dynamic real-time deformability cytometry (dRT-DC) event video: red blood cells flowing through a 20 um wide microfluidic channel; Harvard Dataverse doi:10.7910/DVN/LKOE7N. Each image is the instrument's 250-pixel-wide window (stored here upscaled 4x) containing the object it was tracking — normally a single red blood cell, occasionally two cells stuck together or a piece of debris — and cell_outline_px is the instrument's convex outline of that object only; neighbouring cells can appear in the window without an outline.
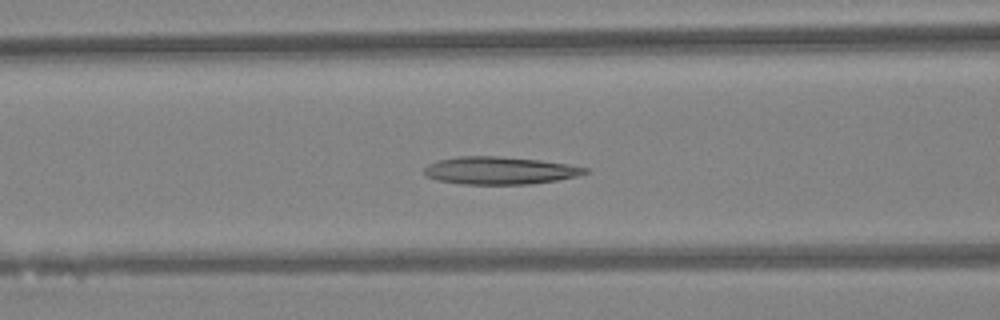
{"species": "Egyptian fruit bat (a non-hibernating species)", "species_latin": "Rousettus aegyptiacus", "temperature_condition": "warm", "stored_images_in_passage": 34, "camera_frame_rate_fps": 3000, "um_per_image_px": 0.085, "animal": {"sex": "female"}, "frame": {"image": 1, "passage_image": 9, "time_ms": 2.667, "image_size_px": [1000, 320], "cell_outline_px": [[588, 172], [576, 176], [556, 180], [532, 184], [464, 184], [436, 180], [428, 176], [424, 172], [424, 168], [428, 164], [436, 160], [460, 156], [496, 156], [540, 160], [568, 164], [588, 168]], "centroid_in_image_um": [42.46, 14.49], "position_along_channel_um": 124.1, "area_um2": 25.78}}
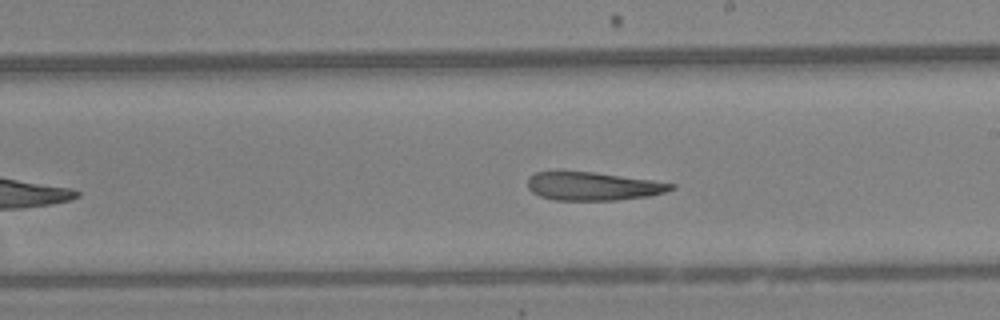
{"frame": {"image": 2, "passage_image": 17, "time_ms": 5.333, "image_size_px": [1000, 320], "cell_outline_px": [[676, 188], [664, 192], [648, 196], [616, 200], [556, 200], [540, 196], [532, 192], [528, 188], [528, 180], [536, 172], [592, 172], [652, 180], [676, 184]], "centroid_in_image_um": [50.44, 15.84], "position_along_channel_um": 238.6, "area_um2": 23.35}}
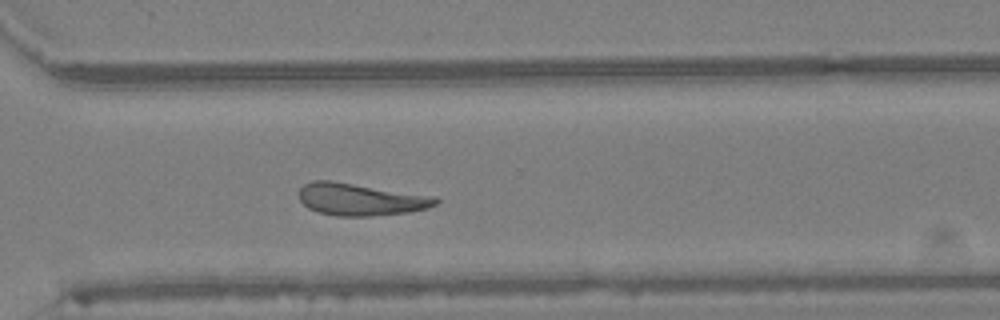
{"frame": {"image": 3, "passage_image": 24, "time_ms": 7.667, "image_size_px": [1000, 320], "cell_outline_px": [[440, 200], [436, 204], [428, 208], [408, 212], [372, 216], [336, 216], [316, 212], [308, 208], [300, 200], [300, 188], [304, 184], [312, 180], [332, 180], [436, 196]], "centroid_in_image_um": [30.65, 16.94], "position_along_channel_um": 340.0, "area_um2": 25.89}, "authors_computed_cell_mechanics": {"area_um2": 24.6517, "velocity_mm_per_s": 4.3314, "shape_relaxation_time_tau1_ms": null, "shape_relaxation_time_tau2_ms": 3.1117, "deformation_change_tau1": null, "deformation_change_tau2": 0.1325}}